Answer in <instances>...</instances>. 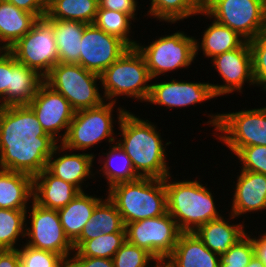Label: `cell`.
<instances>
[{"mask_svg": "<svg viewBox=\"0 0 266 267\" xmlns=\"http://www.w3.org/2000/svg\"><path fill=\"white\" fill-rule=\"evenodd\" d=\"M58 144L28 105L0 107V169L34 177L47 168Z\"/></svg>", "mask_w": 266, "mask_h": 267, "instance_id": "6da1fadb", "label": "cell"}, {"mask_svg": "<svg viewBox=\"0 0 266 267\" xmlns=\"http://www.w3.org/2000/svg\"><path fill=\"white\" fill-rule=\"evenodd\" d=\"M129 111L118 124L116 142L129 156L140 177L165 179L171 174L166 147L172 142H164L162 130L154 122Z\"/></svg>", "mask_w": 266, "mask_h": 267, "instance_id": "7a4b0ae2", "label": "cell"}, {"mask_svg": "<svg viewBox=\"0 0 266 267\" xmlns=\"http://www.w3.org/2000/svg\"><path fill=\"white\" fill-rule=\"evenodd\" d=\"M202 181L177 180L172 173L164 179L167 211L181 232H195L205 223L223 216L218 211L220 203H216L214 192Z\"/></svg>", "mask_w": 266, "mask_h": 267, "instance_id": "3957f363", "label": "cell"}, {"mask_svg": "<svg viewBox=\"0 0 266 267\" xmlns=\"http://www.w3.org/2000/svg\"><path fill=\"white\" fill-rule=\"evenodd\" d=\"M105 192L121 214L124 225L168 212L164 179L139 177L117 183Z\"/></svg>", "mask_w": 266, "mask_h": 267, "instance_id": "277c9868", "label": "cell"}, {"mask_svg": "<svg viewBox=\"0 0 266 267\" xmlns=\"http://www.w3.org/2000/svg\"><path fill=\"white\" fill-rule=\"evenodd\" d=\"M100 77L106 101L119 103L117 99L124 96L121 99L127 97L141 103L147 102L152 78L144 57L136 47L128 48Z\"/></svg>", "mask_w": 266, "mask_h": 267, "instance_id": "5b68a950", "label": "cell"}, {"mask_svg": "<svg viewBox=\"0 0 266 267\" xmlns=\"http://www.w3.org/2000/svg\"><path fill=\"white\" fill-rule=\"evenodd\" d=\"M105 101L98 107L75 111L66 136L60 142L64 147L73 151H86L102 142L113 144L116 142L117 131L115 124H119L122 116L127 112L123 105ZM118 107V108H116ZM116 108V111L114 110ZM114 112L117 116L115 119Z\"/></svg>", "mask_w": 266, "mask_h": 267, "instance_id": "8992f818", "label": "cell"}, {"mask_svg": "<svg viewBox=\"0 0 266 267\" xmlns=\"http://www.w3.org/2000/svg\"><path fill=\"white\" fill-rule=\"evenodd\" d=\"M242 109L225 113L211 112L206 116L209 120L204 122L212 126V136L223 143L232 156L243 147L266 146V106Z\"/></svg>", "mask_w": 266, "mask_h": 267, "instance_id": "52a82bcc", "label": "cell"}, {"mask_svg": "<svg viewBox=\"0 0 266 267\" xmlns=\"http://www.w3.org/2000/svg\"><path fill=\"white\" fill-rule=\"evenodd\" d=\"M169 34L158 36L156 40L153 37V41L150 43L148 41V45L144 43L142 45L139 43L140 40L136 44L137 50L145 59L152 80L165 74L164 77H169L167 74L170 72L174 74V70L176 72L180 69L186 70L195 63L196 36H189L180 29Z\"/></svg>", "mask_w": 266, "mask_h": 267, "instance_id": "ba28073f", "label": "cell"}, {"mask_svg": "<svg viewBox=\"0 0 266 267\" xmlns=\"http://www.w3.org/2000/svg\"><path fill=\"white\" fill-rule=\"evenodd\" d=\"M44 82L62 94L75 111L98 107L106 101L100 89V75L80 64L59 62L44 77Z\"/></svg>", "mask_w": 266, "mask_h": 267, "instance_id": "9c48e42d", "label": "cell"}, {"mask_svg": "<svg viewBox=\"0 0 266 267\" xmlns=\"http://www.w3.org/2000/svg\"><path fill=\"white\" fill-rule=\"evenodd\" d=\"M203 11L246 41L266 30V0H203Z\"/></svg>", "mask_w": 266, "mask_h": 267, "instance_id": "30bf717a", "label": "cell"}, {"mask_svg": "<svg viewBox=\"0 0 266 267\" xmlns=\"http://www.w3.org/2000/svg\"><path fill=\"white\" fill-rule=\"evenodd\" d=\"M25 239L24 244L57 253L65 260L74 253L73 244L64 233L58 211L42 207L34 200L26 210Z\"/></svg>", "mask_w": 266, "mask_h": 267, "instance_id": "8fae6325", "label": "cell"}, {"mask_svg": "<svg viewBox=\"0 0 266 267\" xmlns=\"http://www.w3.org/2000/svg\"><path fill=\"white\" fill-rule=\"evenodd\" d=\"M8 50L18 63L37 71L42 77L59 63L54 30L45 18L39 19Z\"/></svg>", "mask_w": 266, "mask_h": 267, "instance_id": "7c38bea8", "label": "cell"}, {"mask_svg": "<svg viewBox=\"0 0 266 267\" xmlns=\"http://www.w3.org/2000/svg\"><path fill=\"white\" fill-rule=\"evenodd\" d=\"M126 240L145 249L158 262L165 261L173 252L182 233L168 214L127 223Z\"/></svg>", "mask_w": 266, "mask_h": 267, "instance_id": "4fadbf2b", "label": "cell"}, {"mask_svg": "<svg viewBox=\"0 0 266 267\" xmlns=\"http://www.w3.org/2000/svg\"><path fill=\"white\" fill-rule=\"evenodd\" d=\"M210 63L221 83H211L213 91L217 97L228 96L234 92L241 94L245 83L256 87L253 77L252 53L249 41H245L239 48L224 52L210 59ZM223 83V84H222ZM228 94V95H227Z\"/></svg>", "mask_w": 266, "mask_h": 267, "instance_id": "5bb4252c", "label": "cell"}, {"mask_svg": "<svg viewBox=\"0 0 266 267\" xmlns=\"http://www.w3.org/2000/svg\"><path fill=\"white\" fill-rule=\"evenodd\" d=\"M172 79L167 80H154L151 81V91L147 100V105H154L158 107H165L166 109L174 110L185 109L190 106L202 105L203 102L210 101L211 99H217L212 85L209 82L190 81L176 79L172 76ZM202 103V104H201Z\"/></svg>", "mask_w": 266, "mask_h": 267, "instance_id": "9a60e30c", "label": "cell"}, {"mask_svg": "<svg viewBox=\"0 0 266 267\" xmlns=\"http://www.w3.org/2000/svg\"><path fill=\"white\" fill-rule=\"evenodd\" d=\"M28 106L33 110L45 132L60 143L66 136L75 115V110L69 101L43 82Z\"/></svg>", "mask_w": 266, "mask_h": 267, "instance_id": "2e32d148", "label": "cell"}, {"mask_svg": "<svg viewBox=\"0 0 266 267\" xmlns=\"http://www.w3.org/2000/svg\"><path fill=\"white\" fill-rule=\"evenodd\" d=\"M129 47L94 24H88L81 38L79 64L86 70L101 74Z\"/></svg>", "mask_w": 266, "mask_h": 267, "instance_id": "e0dca14e", "label": "cell"}, {"mask_svg": "<svg viewBox=\"0 0 266 267\" xmlns=\"http://www.w3.org/2000/svg\"><path fill=\"white\" fill-rule=\"evenodd\" d=\"M75 152L59 143L49 157L46 169L55 177L74 185L82 192L86 191L85 189L88 186H91L89 179L93 178L95 180L97 174L93 166L97 160H95L94 152Z\"/></svg>", "mask_w": 266, "mask_h": 267, "instance_id": "ac0fdd59", "label": "cell"}, {"mask_svg": "<svg viewBox=\"0 0 266 267\" xmlns=\"http://www.w3.org/2000/svg\"><path fill=\"white\" fill-rule=\"evenodd\" d=\"M239 173V175H238ZM233 186L230 211L236 218H243L248 214H262L266 210V175L258 172L239 170ZM232 203V204H231Z\"/></svg>", "mask_w": 266, "mask_h": 267, "instance_id": "d6986e66", "label": "cell"}, {"mask_svg": "<svg viewBox=\"0 0 266 267\" xmlns=\"http://www.w3.org/2000/svg\"><path fill=\"white\" fill-rule=\"evenodd\" d=\"M227 214L229 218L223 214L224 216L205 223L194 232L208 249L220 257L247 233L248 228L244 221L241 220V223L233 214ZM234 219L239 223L234 222Z\"/></svg>", "mask_w": 266, "mask_h": 267, "instance_id": "ffe728a7", "label": "cell"}, {"mask_svg": "<svg viewBox=\"0 0 266 267\" xmlns=\"http://www.w3.org/2000/svg\"><path fill=\"white\" fill-rule=\"evenodd\" d=\"M165 262L170 267H219L220 256L208 249L194 232H182Z\"/></svg>", "mask_w": 266, "mask_h": 267, "instance_id": "44dd1931", "label": "cell"}, {"mask_svg": "<svg viewBox=\"0 0 266 267\" xmlns=\"http://www.w3.org/2000/svg\"><path fill=\"white\" fill-rule=\"evenodd\" d=\"M79 193L74 185L55 177L47 169L33 177V200L42 207L58 210Z\"/></svg>", "mask_w": 266, "mask_h": 267, "instance_id": "7402d4cb", "label": "cell"}, {"mask_svg": "<svg viewBox=\"0 0 266 267\" xmlns=\"http://www.w3.org/2000/svg\"><path fill=\"white\" fill-rule=\"evenodd\" d=\"M44 82L37 71L16 61L11 54V80L5 96L0 100V107L28 105Z\"/></svg>", "mask_w": 266, "mask_h": 267, "instance_id": "603a6c76", "label": "cell"}, {"mask_svg": "<svg viewBox=\"0 0 266 267\" xmlns=\"http://www.w3.org/2000/svg\"><path fill=\"white\" fill-rule=\"evenodd\" d=\"M199 15L201 16L198 17L205 16L210 20L209 22L211 20L212 22L203 30L204 32L202 31L201 40L195 38L196 57H198V51L200 53L202 51V55L209 60L224 52L239 48L246 41L237 32L211 19L203 10Z\"/></svg>", "mask_w": 266, "mask_h": 267, "instance_id": "cb8c5ba5", "label": "cell"}, {"mask_svg": "<svg viewBox=\"0 0 266 267\" xmlns=\"http://www.w3.org/2000/svg\"><path fill=\"white\" fill-rule=\"evenodd\" d=\"M33 200L31 175L0 169V208L27 210Z\"/></svg>", "mask_w": 266, "mask_h": 267, "instance_id": "d4e9b609", "label": "cell"}, {"mask_svg": "<svg viewBox=\"0 0 266 267\" xmlns=\"http://www.w3.org/2000/svg\"><path fill=\"white\" fill-rule=\"evenodd\" d=\"M103 198V195L97 197L82 191L65 207L57 210L64 233L72 244L79 238L84 225L90 220L93 210Z\"/></svg>", "mask_w": 266, "mask_h": 267, "instance_id": "484cf974", "label": "cell"}, {"mask_svg": "<svg viewBox=\"0 0 266 267\" xmlns=\"http://www.w3.org/2000/svg\"><path fill=\"white\" fill-rule=\"evenodd\" d=\"M93 210L89 221L84 225L79 238L73 243L74 251L86 240L96 238L102 234L126 232L121 214L114 203L104 195Z\"/></svg>", "mask_w": 266, "mask_h": 267, "instance_id": "4316f807", "label": "cell"}, {"mask_svg": "<svg viewBox=\"0 0 266 267\" xmlns=\"http://www.w3.org/2000/svg\"><path fill=\"white\" fill-rule=\"evenodd\" d=\"M39 19L32 13L0 0V45L8 50L31 30Z\"/></svg>", "mask_w": 266, "mask_h": 267, "instance_id": "83f0119b", "label": "cell"}, {"mask_svg": "<svg viewBox=\"0 0 266 267\" xmlns=\"http://www.w3.org/2000/svg\"><path fill=\"white\" fill-rule=\"evenodd\" d=\"M101 153V155L100 152L98 153L99 158L97 159L98 164L101 165L98 166L99 170H95V173L100 177L102 174L105 178L107 190L117 183L133 181L140 177L135 172L131 159L117 142L110 144L106 153L103 151Z\"/></svg>", "mask_w": 266, "mask_h": 267, "instance_id": "f1b7e54d", "label": "cell"}, {"mask_svg": "<svg viewBox=\"0 0 266 267\" xmlns=\"http://www.w3.org/2000/svg\"><path fill=\"white\" fill-rule=\"evenodd\" d=\"M45 19L54 30L59 62L79 64L81 38L88 24L80 21Z\"/></svg>", "mask_w": 266, "mask_h": 267, "instance_id": "f546056e", "label": "cell"}, {"mask_svg": "<svg viewBox=\"0 0 266 267\" xmlns=\"http://www.w3.org/2000/svg\"><path fill=\"white\" fill-rule=\"evenodd\" d=\"M147 14L159 22L175 24L184 19L194 18L203 10V0H150ZM151 16V17H150Z\"/></svg>", "mask_w": 266, "mask_h": 267, "instance_id": "4dcf8cb0", "label": "cell"}, {"mask_svg": "<svg viewBox=\"0 0 266 267\" xmlns=\"http://www.w3.org/2000/svg\"><path fill=\"white\" fill-rule=\"evenodd\" d=\"M98 7V0H47V13L44 18L93 24Z\"/></svg>", "mask_w": 266, "mask_h": 267, "instance_id": "1f68e13d", "label": "cell"}, {"mask_svg": "<svg viewBox=\"0 0 266 267\" xmlns=\"http://www.w3.org/2000/svg\"><path fill=\"white\" fill-rule=\"evenodd\" d=\"M132 21L135 23V20L128 14L98 7L93 24L107 34L122 40L129 48H133L136 47L138 41L133 37L135 31H132Z\"/></svg>", "mask_w": 266, "mask_h": 267, "instance_id": "d6a6232c", "label": "cell"}, {"mask_svg": "<svg viewBox=\"0 0 266 267\" xmlns=\"http://www.w3.org/2000/svg\"><path fill=\"white\" fill-rule=\"evenodd\" d=\"M25 226L26 210L0 208V248L18 249L25 238Z\"/></svg>", "mask_w": 266, "mask_h": 267, "instance_id": "836d02e7", "label": "cell"}, {"mask_svg": "<svg viewBox=\"0 0 266 267\" xmlns=\"http://www.w3.org/2000/svg\"><path fill=\"white\" fill-rule=\"evenodd\" d=\"M126 241V232L102 234L84 241L70 257H101L112 259Z\"/></svg>", "mask_w": 266, "mask_h": 267, "instance_id": "e575fe53", "label": "cell"}, {"mask_svg": "<svg viewBox=\"0 0 266 267\" xmlns=\"http://www.w3.org/2000/svg\"><path fill=\"white\" fill-rule=\"evenodd\" d=\"M114 267H154L158 262L143 248L129 243L127 240L112 258Z\"/></svg>", "mask_w": 266, "mask_h": 267, "instance_id": "d590c367", "label": "cell"}, {"mask_svg": "<svg viewBox=\"0 0 266 267\" xmlns=\"http://www.w3.org/2000/svg\"><path fill=\"white\" fill-rule=\"evenodd\" d=\"M20 267H65L66 260L59 254L32 248L22 241L18 248Z\"/></svg>", "mask_w": 266, "mask_h": 267, "instance_id": "8d00e7d4", "label": "cell"}, {"mask_svg": "<svg viewBox=\"0 0 266 267\" xmlns=\"http://www.w3.org/2000/svg\"><path fill=\"white\" fill-rule=\"evenodd\" d=\"M253 230L248 231L229 250L220 257L219 264H230V266H246L255 255L253 245ZM251 233V234H250Z\"/></svg>", "mask_w": 266, "mask_h": 267, "instance_id": "74e56055", "label": "cell"}, {"mask_svg": "<svg viewBox=\"0 0 266 267\" xmlns=\"http://www.w3.org/2000/svg\"><path fill=\"white\" fill-rule=\"evenodd\" d=\"M256 87L266 92V30L249 41Z\"/></svg>", "mask_w": 266, "mask_h": 267, "instance_id": "f35d334b", "label": "cell"}, {"mask_svg": "<svg viewBox=\"0 0 266 267\" xmlns=\"http://www.w3.org/2000/svg\"><path fill=\"white\" fill-rule=\"evenodd\" d=\"M241 170L258 172L266 175V146H249L241 148L235 155Z\"/></svg>", "mask_w": 266, "mask_h": 267, "instance_id": "ab89813d", "label": "cell"}, {"mask_svg": "<svg viewBox=\"0 0 266 267\" xmlns=\"http://www.w3.org/2000/svg\"><path fill=\"white\" fill-rule=\"evenodd\" d=\"M99 8L123 12L130 15L136 22L138 11L142 4L138 0H98ZM139 5V6H138Z\"/></svg>", "mask_w": 266, "mask_h": 267, "instance_id": "60d3db41", "label": "cell"}, {"mask_svg": "<svg viewBox=\"0 0 266 267\" xmlns=\"http://www.w3.org/2000/svg\"><path fill=\"white\" fill-rule=\"evenodd\" d=\"M11 80V52L3 50L0 53V100L7 93Z\"/></svg>", "mask_w": 266, "mask_h": 267, "instance_id": "b9f144b4", "label": "cell"}, {"mask_svg": "<svg viewBox=\"0 0 266 267\" xmlns=\"http://www.w3.org/2000/svg\"><path fill=\"white\" fill-rule=\"evenodd\" d=\"M65 267H114L113 260L101 257H69Z\"/></svg>", "mask_w": 266, "mask_h": 267, "instance_id": "7bdbcfd3", "label": "cell"}, {"mask_svg": "<svg viewBox=\"0 0 266 267\" xmlns=\"http://www.w3.org/2000/svg\"><path fill=\"white\" fill-rule=\"evenodd\" d=\"M14 4L17 8L34 14L38 19L47 13V0H3Z\"/></svg>", "mask_w": 266, "mask_h": 267, "instance_id": "ee69618b", "label": "cell"}, {"mask_svg": "<svg viewBox=\"0 0 266 267\" xmlns=\"http://www.w3.org/2000/svg\"><path fill=\"white\" fill-rule=\"evenodd\" d=\"M0 267H20L18 249H4L0 253Z\"/></svg>", "mask_w": 266, "mask_h": 267, "instance_id": "f6af8a7d", "label": "cell"}, {"mask_svg": "<svg viewBox=\"0 0 266 267\" xmlns=\"http://www.w3.org/2000/svg\"><path fill=\"white\" fill-rule=\"evenodd\" d=\"M258 234V237L253 235L255 255L266 265V231L261 229Z\"/></svg>", "mask_w": 266, "mask_h": 267, "instance_id": "bcb514c9", "label": "cell"}, {"mask_svg": "<svg viewBox=\"0 0 266 267\" xmlns=\"http://www.w3.org/2000/svg\"><path fill=\"white\" fill-rule=\"evenodd\" d=\"M245 267H266V265L256 255H254L250 260V263Z\"/></svg>", "mask_w": 266, "mask_h": 267, "instance_id": "7dc6e473", "label": "cell"}, {"mask_svg": "<svg viewBox=\"0 0 266 267\" xmlns=\"http://www.w3.org/2000/svg\"><path fill=\"white\" fill-rule=\"evenodd\" d=\"M219 267H245V266H230V264H219Z\"/></svg>", "mask_w": 266, "mask_h": 267, "instance_id": "c3c4849f", "label": "cell"}, {"mask_svg": "<svg viewBox=\"0 0 266 267\" xmlns=\"http://www.w3.org/2000/svg\"><path fill=\"white\" fill-rule=\"evenodd\" d=\"M160 267H170L165 261H160Z\"/></svg>", "mask_w": 266, "mask_h": 267, "instance_id": "681fc988", "label": "cell"}, {"mask_svg": "<svg viewBox=\"0 0 266 267\" xmlns=\"http://www.w3.org/2000/svg\"><path fill=\"white\" fill-rule=\"evenodd\" d=\"M154 267H160V261L157 262Z\"/></svg>", "mask_w": 266, "mask_h": 267, "instance_id": "f907efd6", "label": "cell"}, {"mask_svg": "<svg viewBox=\"0 0 266 267\" xmlns=\"http://www.w3.org/2000/svg\"><path fill=\"white\" fill-rule=\"evenodd\" d=\"M4 49L1 47V45H0V53L3 51Z\"/></svg>", "mask_w": 266, "mask_h": 267, "instance_id": "816d5d0a", "label": "cell"}]
</instances>
